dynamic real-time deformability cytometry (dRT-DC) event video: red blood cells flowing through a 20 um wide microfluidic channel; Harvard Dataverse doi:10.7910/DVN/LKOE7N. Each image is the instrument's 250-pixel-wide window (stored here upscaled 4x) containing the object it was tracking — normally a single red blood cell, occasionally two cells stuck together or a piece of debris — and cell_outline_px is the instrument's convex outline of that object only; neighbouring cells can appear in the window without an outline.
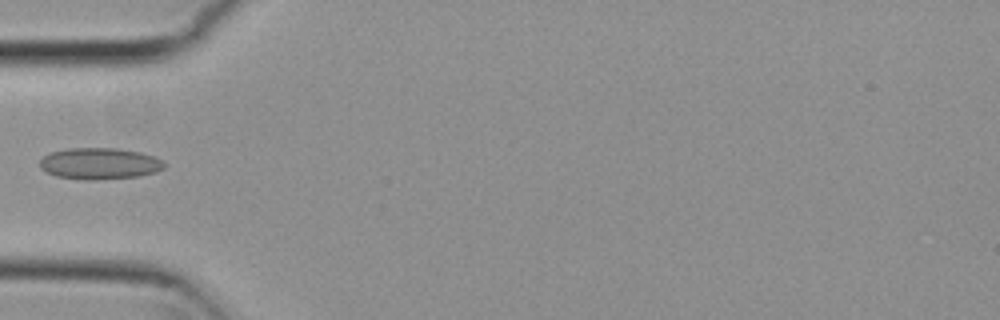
{"species": "common noctule bat (a hibernating species)", "species_latin": "Nyctalus noctula", "temperature_condition": "cold", "stored_images_in_passage": 4, "camera_frame_rate_fps": 3000, "um_per_image_px": 0.085, "animal": {"sex": "female", "body_mass_g": 29.2, "forearm_length_mm": 56.3}, "frame": {"image": 1, "passage_image": 3, "time_ms": 0.667, "image_size_px": [1000, 320], "cell_outline_px": [[164, 168], [156, 172], [140, 176], [96, 180], [84, 180], [56, 176], [40, 168], [40, 160], [44, 156], [52, 152], [68, 148], [116, 148], [140, 152], [156, 156], [164, 160]], "centroid_in_image_um": [8.5, 13.9], "position_along_channel_um": 76.5, "area_um2": 22.95}}
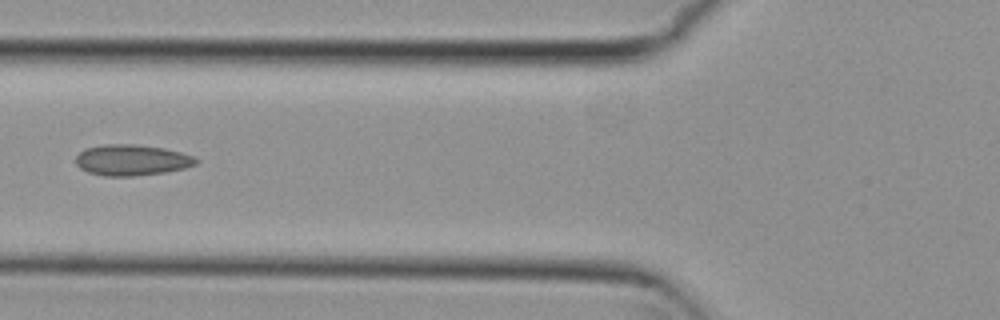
{"frame": {"image": 2, "passage_image": 4, "time_ms": 1.0, "image_size_px": [1000, 320], "cell_outline_px": [[200, 160], [196, 164], [184, 168], [164, 172], [136, 176], [104, 176], [88, 172], [80, 168], [76, 164], [76, 156], [84, 148], [104, 144], [136, 144], [164, 148], [180, 152], [192, 156]], "centroid_in_image_um": [11.18, 13.6], "position_along_channel_um": 114.6, "area_um2": 21.73}}